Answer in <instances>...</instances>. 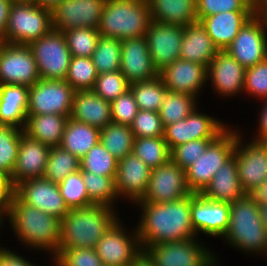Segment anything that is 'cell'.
<instances>
[{"label": "cell", "mask_w": 267, "mask_h": 266, "mask_svg": "<svg viewBox=\"0 0 267 266\" xmlns=\"http://www.w3.org/2000/svg\"><path fill=\"white\" fill-rule=\"evenodd\" d=\"M144 214L136 241L149 244L183 241L194 238L191 222V194L174 202H142Z\"/></svg>", "instance_id": "cell-1"}, {"label": "cell", "mask_w": 267, "mask_h": 266, "mask_svg": "<svg viewBox=\"0 0 267 266\" xmlns=\"http://www.w3.org/2000/svg\"><path fill=\"white\" fill-rule=\"evenodd\" d=\"M111 208L104 205H91L70 209L60 220L61 249L95 248L98 241L116 221Z\"/></svg>", "instance_id": "cell-2"}, {"label": "cell", "mask_w": 267, "mask_h": 266, "mask_svg": "<svg viewBox=\"0 0 267 266\" xmlns=\"http://www.w3.org/2000/svg\"><path fill=\"white\" fill-rule=\"evenodd\" d=\"M151 22L147 0H106L98 31L121 41L145 36Z\"/></svg>", "instance_id": "cell-3"}, {"label": "cell", "mask_w": 267, "mask_h": 266, "mask_svg": "<svg viewBox=\"0 0 267 266\" xmlns=\"http://www.w3.org/2000/svg\"><path fill=\"white\" fill-rule=\"evenodd\" d=\"M16 233L22 241L31 246L50 248L58 253L60 241V220L44 213L33 206L25 204L16 194L7 214Z\"/></svg>", "instance_id": "cell-4"}, {"label": "cell", "mask_w": 267, "mask_h": 266, "mask_svg": "<svg viewBox=\"0 0 267 266\" xmlns=\"http://www.w3.org/2000/svg\"><path fill=\"white\" fill-rule=\"evenodd\" d=\"M224 236L246 250H267V229L260 217L259 204L250 194L230 204L229 224Z\"/></svg>", "instance_id": "cell-5"}, {"label": "cell", "mask_w": 267, "mask_h": 266, "mask_svg": "<svg viewBox=\"0 0 267 266\" xmlns=\"http://www.w3.org/2000/svg\"><path fill=\"white\" fill-rule=\"evenodd\" d=\"M51 29V9L41 7L31 0L12 2L3 42L29 45Z\"/></svg>", "instance_id": "cell-6"}, {"label": "cell", "mask_w": 267, "mask_h": 266, "mask_svg": "<svg viewBox=\"0 0 267 266\" xmlns=\"http://www.w3.org/2000/svg\"><path fill=\"white\" fill-rule=\"evenodd\" d=\"M237 137L234 132L225 130L207 146L201 157L185 170L187 185L192 193H201L216 172L233 156Z\"/></svg>", "instance_id": "cell-7"}, {"label": "cell", "mask_w": 267, "mask_h": 266, "mask_svg": "<svg viewBox=\"0 0 267 266\" xmlns=\"http://www.w3.org/2000/svg\"><path fill=\"white\" fill-rule=\"evenodd\" d=\"M28 46L33 52L40 78L66 79L72 55L62 31L51 29Z\"/></svg>", "instance_id": "cell-8"}, {"label": "cell", "mask_w": 267, "mask_h": 266, "mask_svg": "<svg viewBox=\"0 0 267 266\" xmlns=\"http://www.w3.org/2000/svg\"><path fill=\"white\" fill-rule=\"evenodd\" d=\"M74 90L65 80L40 78L29 87L27 114H58L70 116Z\"/></svg>", "instance_id": "cell-9"}, {"label": "cell", "mask_w": 267, "mask_h": 266, "mask_svg": "<svg viewBox=\"0 0 267 266\" xmlns=\"http://www.w3.org/2000/svg\"><path fill=\"white\" fill-rule=\"evenodd\" d=\"M39 79L37 64L28 45L0 42V85L31 87Z\"/></svg>", "instance_id": "cell-10"}, {"label": "cell", "mask_w": 267, "mask_h": 266, "mask_svg": "<svg viewBox=\"0 0 267 266\" xmlns=\"http://www.w3.org/2000/svg\"><path fill=\"white\" fill-rule=\"evenodd\" d=\"M192 194L186 181V172L172 159L153 168L142 202H174Z\"/></svg>", "instance_id": "cell-11"}, {"label": "cell", "mask_w": 267, "mask_h": 266, "mask_svg": "<svg viewBox=\"0 0 267 266\" xmlns=\"http://www.w3.org/2000/svg\"><path fill=\"white\" fill-rule=\"evenodd\" d=\"M263 15L256 13L238 32L225 49L245 69L253 67L267 58V36L265 35Z\"/></svg>", "instance_id": "cell-12"}, {"label": "cell", "mask_w": 267, "mask_h": 266, "mask_svg": "<svg viewBox=\"0 0 267 266\" xmlns=\"http://www.w3.org/2000/svg\"><path fill=\"white\" fill-rule=\"evenodd\" d=\"M106 0H62L51 9L52 29H98Z\"/></svg>", "instance_id": "cell-13"}, {"label": "cell", "mask_w": 267, "mask_h": 266, "mask_svg": "<svg viewBox=\"0 0 267 266\" xmlns=\"http://www.w3.org/2000/svg\"><path fill=\"white\" fill-rule=\"evenodd\" d=\"M193 238L183 241L146 245L147 256L155 266H212L214 259L196 245ZM150 248V249H149Z\"/></svg>", "instance_id": "cell-14"}, {"label": "cell", "mask_w": 267, "mask_h": 266, "mask_svg": "<svg viewBox=\"0 0 267 266\" xmlns=\"http://www.w3.org/2000/svg\"><path fill=\"white\" fill-rule=\"evenodd\" d=\"M183 33L184 26L151 20L145 38L153 65L158 73L180 58Z\"/></svg>", "instance_id": "cell-15"}, {"label": "cell", "mask_w": 267, "mask_h": 266, "mask_svg": "<svg viewBox=\"0 0 267 266\" xmlns=\"http://www.w3.org/2000/svg\"><path fill=\"white\" fill-rule=\"evenodd\" d=\"M15 194L25 203L62 220L70 211L58 186L44 178L24 180L15 187Z\"/></svg>", "instance_id": "cell-16"}, {"label": "cell", "mask_w": 267, "mask_h": 266, "mask_svg": "<svg viewBox=\"0 0 267 266\" xmlns=\"http://www.w3.org/2000/svg\"><path fill=\"white\" fill-rule=\"evenodd\" d=\"M226 129L207 115L193 110L185 119L164 128V140L170 151L175 147L198 139H216Z\"/></svg>", "instance_id": "cell-17"}, {"label": "cell", "mask_w": 267, "mask_h": 266, "mask_svg": "<svg viewBox=\"0 0 267 266\" xmlns=\"http://www.w3.org/2000/svg\"><path fill=\"white\" fill-rule=\"evenodd\" d=\"M239 136L233 156L238 166V176L242 190L250 194L267 179V143L257 141L238 150Z\"/></svg>", "instance_id": "cell-18"}, {"label": "cell", "mask_w": 267, "mask_h": 266, "mask_svg": "<svg viewBox=\"0 0 267 266\" xmlns=\"http://www.w3.org/2000/svg\"><path fill=\"white\" fill-rule=\"evenodd\" d=\"M120 72L129 84L147 81L159 75L153 65L145 36L122 40Z\"/></svg>", "instance_id": "cell-19"}, {"label": "cell", "mask_w": 267, "mask_h": 266, "mask_svg": "<svg viewBox=\"0 0 267 266\" xmlns=\"http://www.w3.org/2000/svg\"><path fill=\"white\" fill-rule=\"evenodd\" d=\"M230 204L204 198L200 193L191 194V222L195 233L198 229L213 236L224 235L229 224Z\"/></svg>", "instance_id": "cell-20"}, {"label": "cell", "mask_w": 267, "mask_h": 266, "mask_svg": "<svg viewBox=\"0 0 267 266\" xmlns=\"http://www.w3.org/2000/svg\"><path fill=\"white\" fill-rule=\"evenodd\" d=\"M50 147L38 140L21 135L17 162L10 178L14 187L28 179L43 178Z\"/></svg>", "instance_id": "cell-21"}, {"label": "cell", "mask_w": 267, "mask_h": 266, "mask_svg": "<svg viewBox=\"0 0 267 266\" xmlns=\"http://www.w3.org/2000/svg\"><path fill=\"white\" fill-rule=\"evenodd\" d=\"M120 228L115 221L95 247L103 266H130L142 253Z\"/></svg>", "instance_id": "cell-22"}, {"label": "cell", "mask_w": 267, "mask_h": 266, "mask_svg": "<svg viewBox=\"0 0 267 266\" xmlns=\"http://www.w3.org/2000/svg\"><path fill=\"white\" fill-rule=\"evenodd\" d=\"M207 73L206 66L179 58L159 72V76L169 92L195 96L205 82Z\"/></svg>", "instance_id": "cell-23"}, {"label": "cell", "mask_w": 267, "mask_h": 266, "mask_svg": "<svg viewBox=\"0 0 267 266\" xmlns=\"http://www.w3.org/2000/svg\"><path fill=\"white\" fill-rule=\"evenodd\" d=\"M151 168L133 152L118 160L115 187L117 194H128L131 199L140 201L146 193Z\"/></svg>", "instance_id": "cell-24"}, {"label": "cell", "mask_w": 267, "mask_h": 266, "mask_svg": "<svg viewBox=\"0 0 267 266\" xmlns=\"http://www.w3.org/2000/svg\"><path fill=\"white\" fill-rule=\"evenodd\" d=\"M255 11H230L204 17L200 23L206 29L214 45L225 50Z\"/></svg>", "instance_id": "cell-25"}, {"label": "cell", "mask_w": 267, "mask_h": 266, "mask_svg": "<svg viewBox=\"0 0 267 266\" xmlns=\"http://www.w3.org/2000/svg\"><path fill=\"white\" fill-rule=\"evenodd\" d=\"M70 118L103 129L112 122L111 104L92 90L75 91Z\"/></svg>", "instance_id": "cell-26"}, {"label": "cell", "mask_w": 267, "mask_h": 266, "mask_svg": "<svg viewBox=\"0 0 267 266\" xmlns=\"http://www.w3.org/2000/svg\"><path fill=\"white\" fill-rule=\"evenodd\" d=\"M245 71L225 50H219L207 68V74L211 76L216 90L227 95L244 89Z\"/></svg>", "instance_id": "cell-27"}, {"label": "cell", "mask_w": 267, "mask_h": 266, "mask_svg": "<svg viewBox=\"0 0 267 266\" xmlns=\"http://www.w3.org/2000/svg\"><path fill=\"white\" fill-rule=\"evenodd\" d=\"M200 194L204 198L229 204L246 194L240 185L234 156L224 163Z\"/></svg>", "instance_id": "cell-28"}, {"label": "cell", "mask_w": 267, "mask_h": 266, "mask_svg": "<svg viewBox=\"0 0 267 266\" xmlns=\"http://www.w3.org/2000/svg\"><path fill=\"white\" fill-rule=\"evenodd\" d=\"M218 51L200 21L184 26L180 59L196 62L208 68Z\"/></svg>", "instance_id": "cell-29"}, {"label": "cell", "mask_w": 267, "mask_h": 266, "mask_svg": "<svg viewBox=\"0 0 267 266\" xmlns=\"http://www.w3.org/2000/svg\"><path fill=\"white\" fill-rule=\"evenodd\" d=\"M29 87L17 84L0 85V126L17 128L26 123Z\"/></svg>", "instance_id": "cell-30"}, {"label": "cell", "mask_w": 267, "mask_h": 266, "mask_svg": "<svg viewBox=\"0 0 267 266\" xmlns=\"http://www.w3.org/2000/svg\"><path fill=\"white\" fill-rule=\"evenodd\" d=\"M69 117L58 114H28L23 132L50 148L60 146Z\"/></svg>", "instance_id": "cell-31"}, {"label": "cell", "mask_w": 267, "mask_h": 266, "mask_svg": "<svg viewBox=\"0 0 267 266\" xmlns=\"http://www.w3.org/2000/svg\"><path fill=\"white\" fill-rule=\"evenodd\" d=\"M151 20L186 26L197 22L196 0H147Z\"/></svg>", "instance_id": "cell-32"}, {"label": "cell", "mask_w": 267, "mask_h": 266, "mask_svg": "<svg viewBox=\"0 0 267 266\" xmlns=\"http://www.w3.org/2000/svg\"><path fill=\"white\" fill-rule=\"evenodd\" d=\"M98 142L100 129L69 117L60 145L63 149L81 160Z\"/></svg>", "instance_id": "cell-33"}, {"label": "cell", "mask_w": 267, "mask_h": 266, "mask_svg": "<svg viewBox=\"0 0 267 266\" xmlns=\"http://www.w3.org/2000/svg\"><path fill=\"white\" fill-rule=\"evenodd\" d=\"M134 140L135 136L128 125L110 122L100 129V143L117 160L133 152Z\"/></svg>", "instance_id": "cell-34"}, {"label": "cell", "mask_w": 267, "mask_h": 266, "mask_svg": "<svg viewBox=\"0 0 267 266\" xmlns=\"http://www.w3.org/2000/svg\"><path fill=\"white\" fill-rule=\"evenodd\" d=\"M129 89L134 96L138 109L155 112L159 111L165 94L168 92L159 75L147 81L130 84Z\"/></svg>", "instance_id": "cell-35"}, {"label": "cell", "mask_w": 267, "mask_h": 266, "mask_svg": "<svg viewBox=\"0 0 267 266\" xmlns=\"http://www.w3.org/2000/svg\"><path fill=\"white\" fill-rule=\"evenodd\" d=\"M80 170V159L61 146L51 147L43 178L53 183L62 182L69 174Z\"/></svg>", "instance_id": "cell-36"}, {"label": "cell", "mask_w": 267, "mask_h": 266, "mask_svg": "<svg viewBox=\"0 0 267 266\" xmlns=\"http://www.w3.org/2000/svg\"><path fill=\"white\" fill-rule=\"evenodd\" d=\"M133 153L151 169L162 166L171 159V151L164 136L135 138Z\"/></svg>", "instance_id": "cell-37"}, {"label": "cell", "mask_w": 267, "mask_h": 266, "mask_svg": "<svg viewBox=\"0 0 267 266\" xmlns=\"http://www.w3.org/2000/svg\"><path fill=\"white\" fill-rule=\"evenodd\" d=\"M121 43L118 38L100 36L91 59L98 74L120 70Z\"/></svg>", "instance_id": "cell-38"}, {"label": "cell", "mask_w": 267, "mask_h": 266, "mask_svg": "<svg viewBox=\"0 0 267 266\" xmlns=\"http://www.w3.org/2000/svg\"><path fill=\"white\" fill-rule=\"evenodd\" d=\"M194 96L185 93L167 92L158 111L164 128L185 119L195 110Z\"/></svg>", "instance_id": "cell-39"}, {"label": "cell", "mask_w": 267, "mask_h": 266, "mask_svg": "<svg viewBox=\"0 0 267 266\" xmlns=\"http://www.w3.org/2000/svg\"><path fill=\"white\" fill-rule=\"evenodd\" d=\"M118 160L98 142L80 160V170L100 176H116Z\"/></svg>", "instance_id": "cell-40"}, {"label": "cell", "mask_w": 267, "mask_h": 266, "mask_svg": "<svg viewBox=\"0 0 267 266\" xmlns=\"http://www.w3.org/2000/svg\"><path fill=\"white\" fill-rule=\"evenodd\" d=\"M89 200L94 205L110 207L111 200L117 196L115 187L116 176H100L81 171Z\"/></svg>", "instance_id": "cell-41"}, {"label": "cell", "mask_w": 267, "mask_h": 266, "mask_svg": "<svg viewBox=\"0 0 267 266\" xmlns=\"http://www.w3.org/2000/svg\"><path fill=\"white\" fill-rule=\"evenodd\" d=\"M98 73L91 57L72 56L65 81L74 91L92 90Z\"/></svg>", "instance_id": "cell-42"}, {"label": "cell", "mask_w": 267, "mask_h": 266, "mask_svg": "<svg viewBox=\"0 0 267 266\" xmlns=\"http://www.w3.org/2000/svg\"><path fill=\"white\" fill-rule=\"evenodd\" d=\"M23 130L11 126H0V172L12 177L16 162L19 144Z\"/></svg>", "instance_id": "cell-43"}, {"label": "cell", "mask_w": 267, "mask_h": 266, "mask_svg": "<svg viewBox=\"0 0 267 266\" xmlns=\"http://www.w3.org/2000/svg\"><path fill=\"white\" fill-rule=\"evenodd\" d=\"M67 47L72 56L76 57H91L100 32L96 28H72L63 32Z\"/></svg>", "instance_id": "cell-44"}, {"label": "cell", "mask_w": 267, "mask_h": 266, "mask_svg": "<svg viewBox=\"0 0 267 266\" xmlns=\"http://www.w3.org/2000/svg\"><path fill=\"white\" fill-rule=\"evenodd\" d=\"M58 186L69 209L93 205L89 200L81 170L69 174Z\"/></svg>", "instance_id": "cell-45"}, {"label": "cell", "mask_w": 267, "mask_h": 266, "mask_svg": "<svg viewBox=\"0 0 267 266\" xmlns=\"http://www.w3.org/2000/svg\"><path fill=\"white\" fill-rule=\"evenodd\" d=\"M130 84L125 76L118 71L98 74L92 91L108 102L116 100L129 90Z\"/></svg>", "instance_id": "cell-46"}, {"label": "cell", "mask_w": 267, "mask_h": 266, "mask_svg": "<svg viewBox=\"0 0 267 266\" xmlns=\"http://www.w3.org/2000/svg\"><path fill=\"white\" fill-rule=\"evenodd\" d=\"M230 11H255V6L248 0H196L198 21L204 17Z\"/></svg>", "instance_id": "cell-47"}, {"label": "cell", "mask_w": 267, "mask_h": 266, "mask_svg": "<svg viewBox=\"0 0 267 266\" xmlns=\"http://www.w3.org/2000/svg\"><path fill=\"white\" fill-rule=\"evenodd\" d=\"M130 128L135 138L164 136L162 120L155 111L139 109Z\"/></svg>", "instance_id": "cell-48"}, {"label": "cell", "mask_w": 267, "mask_h": 266, "mask_svg": "<svg viewBox=\"0 0 267 266\" xmlns=\"http://www.w3.org/2000/svg\"><path fill=\"white\" fill-rule=\"evenodd\" d=\"M56 261L58 266H103L95 248L61 249Z\"/></svg>", "instance_id": "cell-49"}, {"label": "cell", "mask_w": 267, "mask_h": 266, "mask_svg": "<svg viewBox=\"0 0 267 266\" xmlns=\"http://www.w3.org/2000/svg\"><path fill=\"white\" fill-rule=\"evenodd\" d=\"M213 140L215 139H198L181 144L171 151V159L186 170L201 157Z\"/></svg>", "instance_id": "cell-50"}, {"label": "cell", "mask_w": 267, "mask_h": 266, "mask_svg": "<svg viewBox=\"0 0 267 266\" xmlns=\"http://www.w3.org/2000/svg\"><path fill=\"white\" fill-rule=\"evenodd\" d=\"M110 104L112 122L128 126L133 123L139 109L130 89Z\"/></svg>", "instance_id": "cell-51"}, {"label": "cell", "mask_w": 267, "mask_h": 266, "mask_svg": "<svg viewBox=\"0 0 267 266\" xmlns=\"http://www.w3.org/2000/svg\"><path fill=\"white\" fill-rule=\"evenodd\" d=\"M244 88L252 95L267 98V58L246 69Z\"/></svg>", "instance_id": "cell-52"}, {"label": "cell", "mask_w": 267, "mask_h": 266, "mask_svg": "<svg viewBox=\"0 0 267 266\" xmlns=\"http://www.w3.org/2000/svg\"><path fill=\"white\" fill-rule=\"evenodd\" d=\"M14 195L15 187L11 179L0 172V216L2 212L8 213Z\"/></svg>", "instance_id": "cell-53"}, {"label": "cell", "mask_w": 267, "mask_h": 266, "mask_svg": "<svg viewBox=\"0 0 267 266\" xmlns=\"http://www.w3.org/2000/svg\"><path fill=\"white\" fill-rule=\"evenodd\" d=\"M0 266H34L29 262L25 261L22 257L16 254L6 251L5 249L0 250Z\"/></svg>", "instance_id": "cell-54"}, {"label": "cell", "mask_w": 267, "mask_h": 266, "mask_svg": "<svg viewBox=\"0 0 267 266\" xmlns=\"http://www.w3.org/2000/svg\"><path fill=\"white\" fill-rule=\"evenodd\" d=\"M11 3L12 2L10 0H0V42H3L4 39Z\"/></svg>", "instance_id": "cell-55"}, {"label": "cell", "mask_w": 267, "mask_h": 266, "mask_svg": "<svg viewBox=\"0 0 267 266\" xmlns=\"http://www.w3.org/2000/svg\"><path fill=\"white\" fill-rule=\"evenodd\" d=\"M258 204H267V179L250 193Z\"/></svg>", "instance_id": "cell-56"}, {"label": "cell", "mask_w": 267, "mask_h": 266, "mask_svg": "<svg viewBox=\"0 0 267 266\" xmlns=\"http://www.w3.org/2000/svg\"><path fill=\"white\" fill-rule=\"evenodd\" d=\"M260 125H261L260 126L261 135L255 141L260 142V143H267V104L262 112Z\"/></svg>", "instance_id": "cell-57"}, {"label": "cell", "mask_w": 267, "mask_h": 266, "mask_svg": "<svg viewBox=\"0 0 267 266\" xmlns=\"http://www.w3.org/2000/svg\"><path fill=\"white\" fill-rule=\"evenodd\" d=\"M130 266H155V264L143 250Z\"/></svg>", "instance_id": "cell-58"}, {"label": "cell", "mask_w": 267, "mask_h": 266, "mask_svg": "<svg viewBox=\"0 0 267 266\" xmlns=\"http://www.w3.org/2000/svg\"><path fill=\"white\" fill-rule=\"evenodd\" d=\"M31 1H33L35 4L41 7L52 9L62 0H31Z\"/></svg>", "instance_id": "cell-59"}, {"label": "cell", "mask_w": 267, "mask_h": 266, "mask_svg": "<svg viewBox=\"0 0 267 266\" xmlns=\"http://www.w3.org/2000/svg\"><path fill=\"white\" fill-rule=\"evenodd\" d=\"M255 12L264 15L267 12V0H257L255 4Z\"/></svg>", "instance_id": "cell-60"}, {"label": "cell", "mask_w": 267, "mask_h": 266, "mask_svg": "<svg viewBox=\"0 0 267 266\" xmlns=\"http://www.w3.org/2000/svg\"><path fill=\"white\" fill-rule=\"evenodd\" d=\"M260 217L267 229V204H259Z\"/></svg>", "instance_id": "cell-61"}, {"label": "cell", "mask_w": 267, "mask_h": 266, "mask_svg": "<svg viewBox=\"0 0 267 266\" xmlns=\"http://www.w3.org/2000/svg\"><path fill=\"white\" fill-rule=\"evenodd\" d=\"M248 1L255 6L257 0H248Z\"/></svg>", "instance_id": "cell-62"}, {"label": "cell", "mask_w": 267, "mask_h": 266, "mask_svg": "<svg viewBox=\"0 0 267 266\" xmlns=\"http://www.w3.org/2000/svg\"><path fill=\"white\" fill-rule=\"evenodd\" d=\"M11 2L30 1V0H10Z\"/></svg>", "instance_id": "cell-63"}, {"label": "cell", "mask_w": 267, "mask_h": 266, "mask_svg": "<svg viewBox=\"0 0 267 266\" xmlns=\"http://www.w3.org/2000/svg\"><path fill=\"white\" fill-rule=\"evenodd\" d=\"M263 16H264L265 19H266V25H265V26H267V12H266Z\"/></svg>", "instance_id": "cell-64"}]
</instances>
